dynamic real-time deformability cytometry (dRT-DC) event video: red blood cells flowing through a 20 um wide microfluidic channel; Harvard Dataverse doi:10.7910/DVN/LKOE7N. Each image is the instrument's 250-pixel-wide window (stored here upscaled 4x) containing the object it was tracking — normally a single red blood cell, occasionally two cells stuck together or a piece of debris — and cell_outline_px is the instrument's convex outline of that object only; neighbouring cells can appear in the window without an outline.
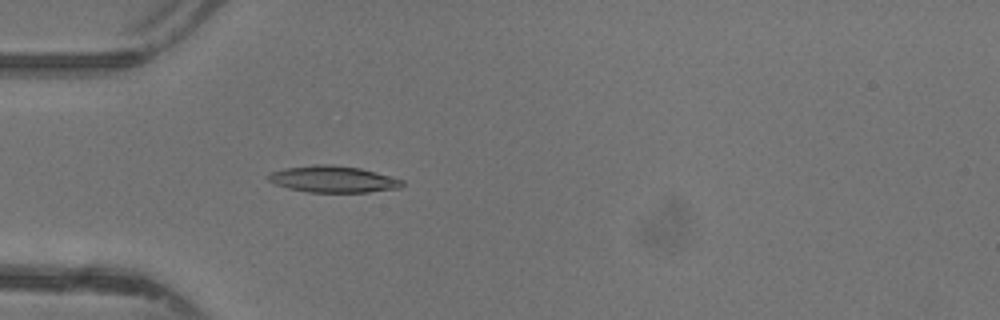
{"species": "common noctule bat (a hibernating species)", "species_latin": "Nyctalus noctula", "temperature_condition": "warm", "stored_images_in_passage": 44, "camera_frame_rate_fps": 3000, "um_per_image_px": 0.085, "animal": {"sex": "female"}, "frame": {"image": 1, "passage_image": 11, "time_ms": 3.333, "image_size_px": [1000, 320], "cell_outline_px": [[404, 184], [400, 188], [368, 192], [308, 192], [288, 188], [276, 184], [268, 180], [264, 176], [268, 172], [284, 168], [312, 164], [328, 164], [360, 168], [404, 180]], "centroid_in_image_um": [28.26, 15.22], "position_along_channel_um": 56.7, "area_um2": 20.87}}
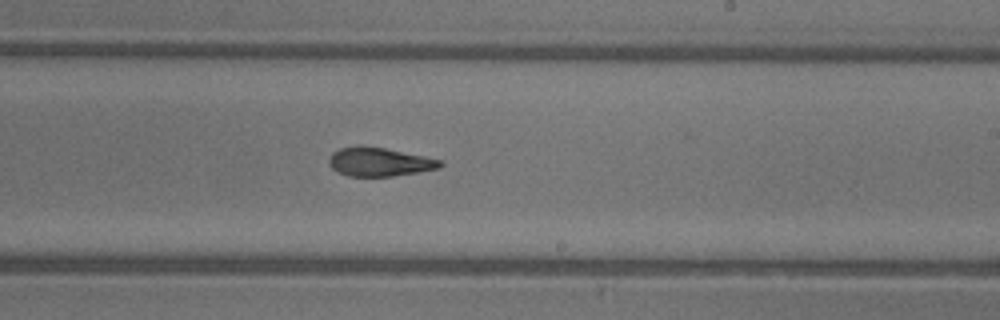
{"frame": {"image": 2, "passage_image": 25, "time_ms": 8.0, "image_size_px": [1000, 320], "cell_outline_px": [[444, 164], [440, 168], [392, 176], [348, 176], [332, 168], [328, 164], [328, 160], [332, 152], [340, 148], [360, 144], [364, 144], [444, 160]], "centroid_in_image_um": [32.24, 13.74], "position_along_channel_um": 256.8, "area_um2": 18.79}}
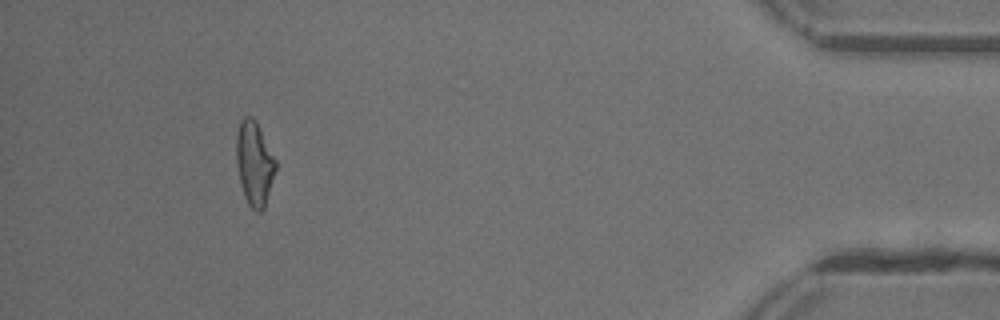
{"frame": {"image": 3, "passage_image": 40, "time_ms": 13.0, "image_size_px": [1000, 320], "cell_outline_px": [[276, 168], [264, 208], [260, 212], [256, 212], [248, 204], [244, 196], [236, 164], [236, 132], [240, 120], [244, 116], [252, 116], [256, 120], [276, 160]], "centroid_in_image_um": [21.6, 13.85], "position_along_channel_um": 413.6, "area_um2": 19.31}, "authors_computed_cell_mechanics": {"area_um2": 19.363, "velocity_mm_per_s": 4.4244, "shape_relaxation_time_tau1_ms": 5.5079, "shape_relaxation_time_tau2_ms": 3.8246, "deformation_change_tau1": 0.2043, "deformation_change_tau2": 0.1412}}